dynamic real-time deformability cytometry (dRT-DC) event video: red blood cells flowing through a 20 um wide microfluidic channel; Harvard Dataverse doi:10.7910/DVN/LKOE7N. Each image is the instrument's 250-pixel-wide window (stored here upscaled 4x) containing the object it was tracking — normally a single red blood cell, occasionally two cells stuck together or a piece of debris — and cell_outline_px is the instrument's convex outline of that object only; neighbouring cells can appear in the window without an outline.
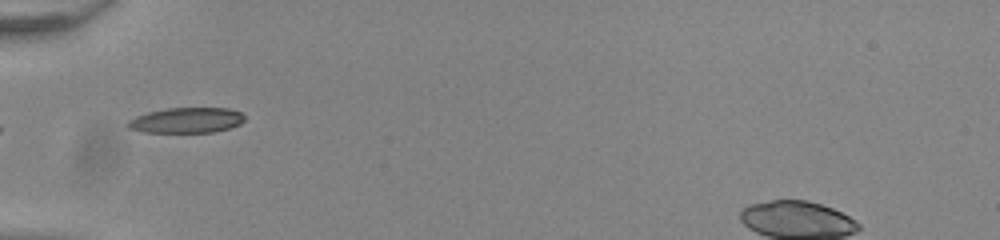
{"species": "common noctule bat (a hibernating species)", "species_latin": "Nyctalus noctula", "temperature_condition": "room temperature", "stored_images_in_passage": 3, "camera_frame_rate_fps": 3000, "um_per_image_px": 0.085, "animal": {"sex": "male", "body_mass_g": 20.0, "forearm_length_mm": 53.3}, "frame": {"image": 1, "passage_image": 1, "time_ms": 0.0, "image_size_px": [1000, 240], "cell_outline_px": [[244, 120], [240, 124], [228, 128], [212, 132], [144, 132], [128, 128], [124, 124], [128, 120], [136, 116], [148, 112], [168, 108], [228, 108], [240, 112], [244, 116]], "centroid_in_image_um": [15.81, 10.22], "position_along_channel_um": 69.2, "area_um2": 17.22}}